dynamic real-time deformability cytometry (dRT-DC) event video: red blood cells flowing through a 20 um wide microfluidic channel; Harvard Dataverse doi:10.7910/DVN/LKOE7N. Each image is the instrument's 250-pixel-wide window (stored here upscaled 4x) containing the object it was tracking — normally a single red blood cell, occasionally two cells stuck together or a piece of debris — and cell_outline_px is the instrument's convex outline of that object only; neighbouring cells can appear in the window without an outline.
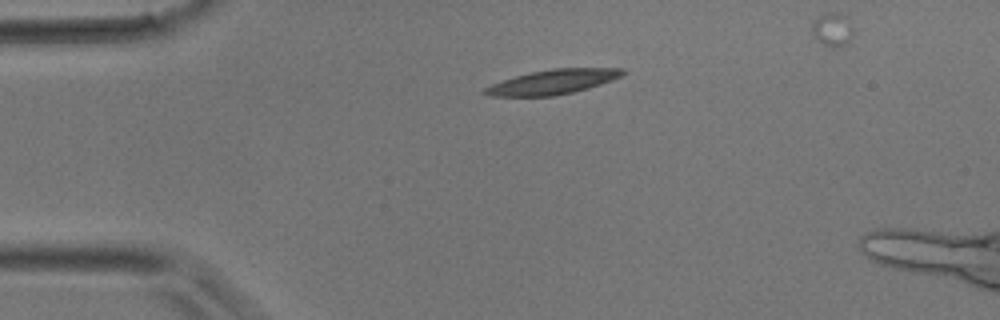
{"species": "common noctule bat (a hibernating species)", "species_latin": "Nyctalus noctula", "temperature_condition": "room temperature", "stored_images_in_passage": 2, "camera_frame_rate_fps": 3000, "um_per_image_px": 0.085, "animal": {"sex": "male", "body_mass_g": 17.9}, "frame": {"image": 1, "passage_image": 1, "time_ms": 0.0, "image_size_px": [1000, 320], "cell_outline_px": [[628, 72], [612, 80], [588, 88], [572, 92], [552, 96], [488, 96], [480, 92], [484, 88], [492, 84], [516, 76], [532, 72], [552, 68], [624, 68]], "centroid_in_image_um": [46.99, 6.96], "position_along_channel_um": 38.0, "area_um2": 19.65}}